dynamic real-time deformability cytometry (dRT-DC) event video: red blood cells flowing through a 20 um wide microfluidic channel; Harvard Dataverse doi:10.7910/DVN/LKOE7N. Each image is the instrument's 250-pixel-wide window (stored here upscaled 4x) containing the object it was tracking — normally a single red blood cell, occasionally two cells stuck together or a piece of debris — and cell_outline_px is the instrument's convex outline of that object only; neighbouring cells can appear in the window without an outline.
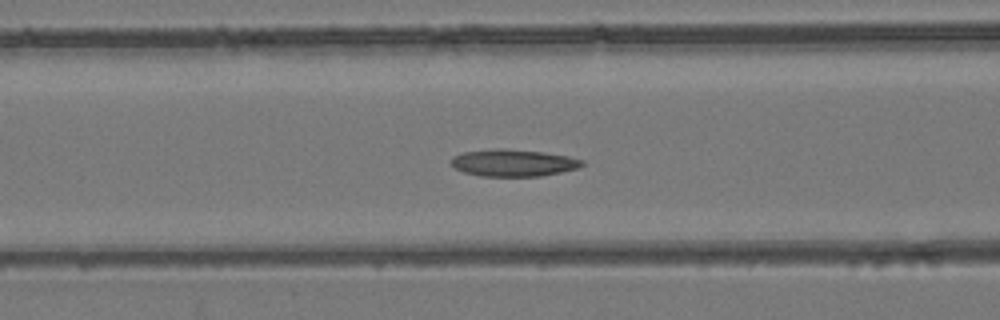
{"species": "common noctule bat (a hibernating species)", "species_latin": "Nyctalus noctula", "temperature_condition": "room temperature", "stored_images_in_passage": 53, "camera_frame_rate_fps": 3000, "um_per_image_px": 0.085, "animal": {"sex": "female", "body_mass_g": 24.6, "forearm_length_mm": 56.2}, "frame": {"image": 1, "passage_image": 22, "time_ms": 7.0, "image_size_px": [1000, 320], "cell_outline_px": [[584, 164], [580, 168], [540, 176], [480, 176], [464, 172], [456, 168], [452, 164], [452, 156], [464, 152], [496, 148], [504, 148], [540, 152], [568, 156], [584, 160]], "centroid_in_image_um": [43.65, 13.84], "position_along_channel_um": 122.9, "area_um2": 20.52}}
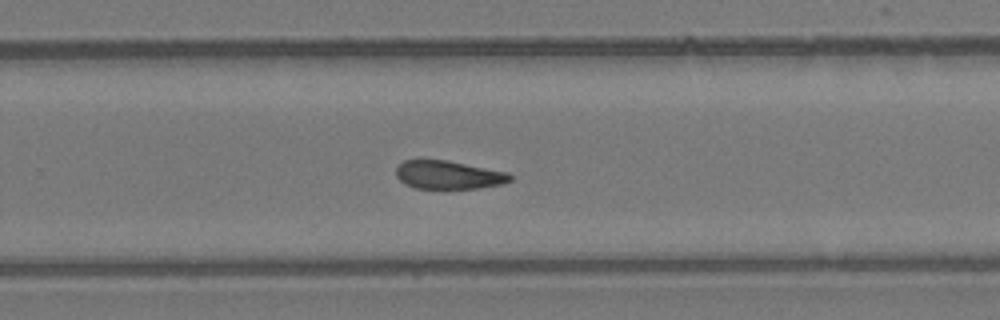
{"frame": {"image": 2, "passage_image": 35, "time_ms": 11.333, "image_size_px": [1000, 320], "cell_outline_px": [[512, 180], [504, 184], [480, 188], [416, 188], [404, 184], [396, 176], [396, 164], [404, 160], [448, 160], [508, 172], [512, 176]], "centroid_in_image_um": [38.12, 14.86], "position_along_channel_um": 291.7, "area_um2": 19.02}}
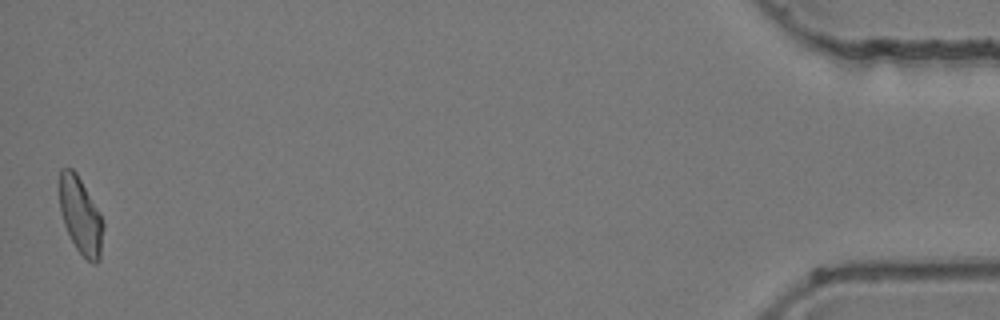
{"frame": {"image": 3, "passage_image": 53, "time_ms": 17.333, "image_size_px": [1000, 320], "cell_outline_px": [[104, 228], [100, 260], [96, 264], [92, 264], [76, 248], [64, 224], [60, 212], [60, 168], [72, 168], [76, 172], [100, 212], [104, 224]], "centroid_in_image_um": [6.88, 18.35], "position_along_channel_um": 428.3, "area_um2": 19.54}, "authors_computed_cell_mechanics": {"area_um2": 20.1144, "velocity_mm_per_s": 3.9092, "shape_relaxation_time_tau1_ms": null, "shape_relaxation_time_tau2_ms": 4.3582, "deformation_change_tau1": null, "deformation_change_tau2": 0.1231}}